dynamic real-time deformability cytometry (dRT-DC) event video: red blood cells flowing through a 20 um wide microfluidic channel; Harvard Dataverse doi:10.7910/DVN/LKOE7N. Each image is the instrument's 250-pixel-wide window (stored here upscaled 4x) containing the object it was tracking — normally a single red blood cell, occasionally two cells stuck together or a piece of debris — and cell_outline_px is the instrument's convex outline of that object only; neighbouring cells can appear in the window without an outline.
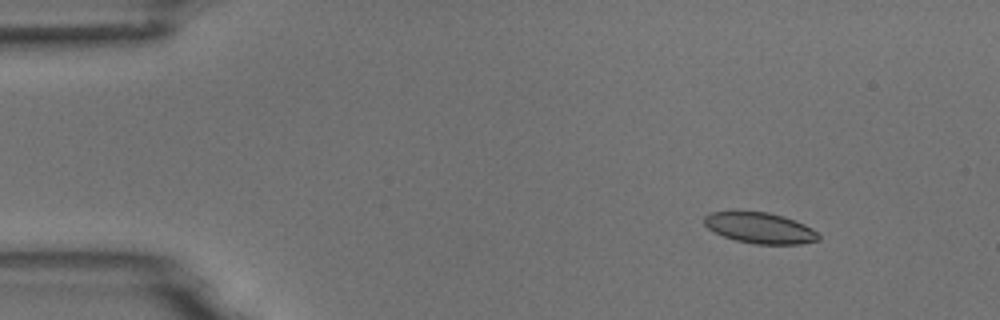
{"species": "common noctule bat (a hibernating species)", "species_latin": "Nyctalus noctula", "temperature_condition": "room temperature", "stored_images_in_passage": 10, "camera_frame_rate_fps": 3000, "um_per_image_px": 0.085, "animal": {"sex": "male", "body_mass_g": 18.8}, "frame": {"image": 1, "passage_image": 2, "time_ms": 0.333, "image_size_px": [1000, 320], "cell_outline_px": [[820, 240], [800, 244], [756, 244], [736, 240], [724, 236], [708, 228], [704, 224], [704, 216], [712, 212], [768, 212], [784, 216], [804, 224], [812, 228], [820, 236]], "centroid_in_image_um": [64.63, 19.38], "position_along_channel_um": 20.4, "area_um2": 20.35}}
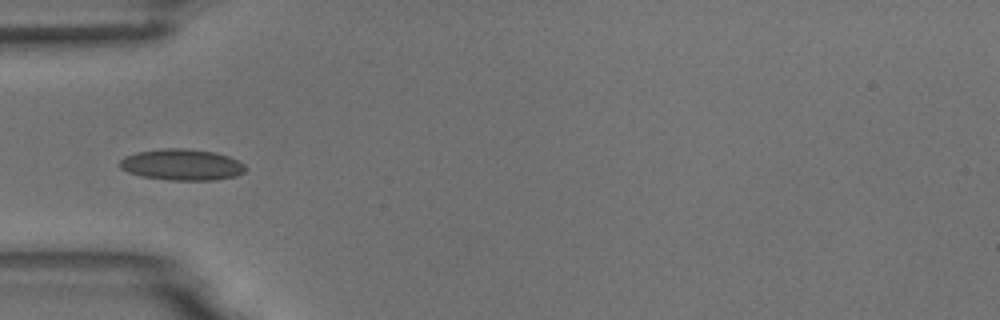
{"frame": {"image": 2, "passage_image": 5, "time_ms": 1.333, "image_size_px": [1000, 320], "cell_outline_px": [[248, 168], [244, 172], [236, 176], [212, 180], [168, 180], [140, 176], [128, 172], [120, 168], [120, 160], [124, 156], [136, 152], [164, 148], [188, 148], [216, 152], [228, 156], [244, 164]], "centroid_in_image_um": [15.45, 13.99], "position_along_channel_um": 69.5, "area_um2": 23.06}}
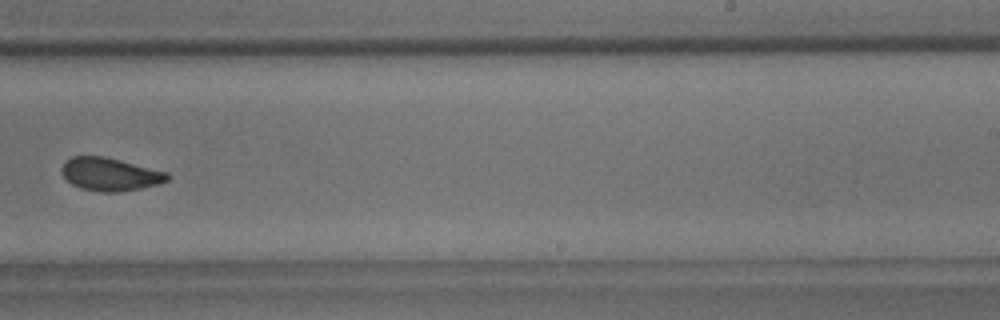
{"frame": {"image": 3, "passage_image": 10, "time_ms": 3.0, "image_size_px": [1000, 320], "cell_outline_px": [[172, 176], [168, 180], [156, 184], [140, 188], [120, 192], [100, 192], [80, 188], [72, 184], [64, 176], [60, 168], [72, 156], [104, 156], [168, 172]], "centroid_in_image_um": [9.37, 14.81], "position_along_channel_um": 279.6, "area_um2": 20.23}}